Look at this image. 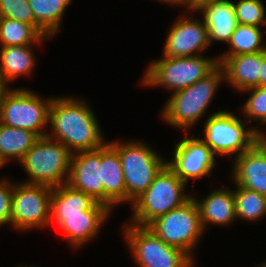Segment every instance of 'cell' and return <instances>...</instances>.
Instances as JSON below:
<instances>
[{
  "label": "cell",
  "instance_id": "obj_1",
  "mask_svg": "<svg viewBox=\"0 0 266 267\" xmlns=\"http://www.w3.org/2000/svg\"><path fill=\"white\" fill-rule=\"evenodd\" d=\"M84 99L57 96L49 108L46 136L59 141L72 153L95 150L107 141L103 137L97 116Z\"/></svg>",
  "mask_w": 266,
  "mask_h": 267
},
{
  "label": "cell",
  "instance_id": "obj_2",
  "mask_svg": "<svg viewBox=\"0 0 266 267\" xmlns=\"http://www.w3.org/2000/svg\"><path fill=\"white\" fill-rule=\"evenodd\" d=\"M225 82L223 68L218 65L206 77L191 86L171 93L160 116L171 126L185 132L195 126L207 113L216 91Z\"/></svg>",
  "mask_w": 266,
  "mask_h": 267
},
{
  "label": "cell",
  "instance_id": "obj_3",
  "mask_svg": "<svg viewBox=\"0 0 266 267\" xmlns=\"http://www.w3.org/2000/svg\"><path fill=\"white\" fill-rule=\"evenodd\" d=\"M185 186L186 183L165 165L147 190L132 202L133 214L127 222L148 226L157 217L182 206L192 197Z\"/></svg>",
  "mask_w": 266,
  "mask_h": 267
},
{
  "label": "cell",
  "instance_id": "obj_4",
  "mask_svg": "<svg viewBox=\"0 0 266 267\" xmlns=\"http://www.w3.org/2000/svg\"><path fill=\"white\" fill-rule=\"evenodd\" d=\"M204 122V137L200 139L210 146L216 156L237 157L266 135L257 126L246 127L248 122L230 111L213 112Z\"/></svg>",
  "mask_w": 266,
  "mask_h": 267
},
{
  "label": "cell",
  "instance_id": "obj_5",
  "mask_svg": "<svg viewBox=\"0 0 266 267\" xmlns=\"http://www.w3.org/2000/svg\"><path fill=\"white\" fill-rule=\"evenodd\" d=\"M219 65L218 58L204 55L192 57H162L148 64L141 84L163 87L172 93L187 88L206 77Z\"/></svg>",
  "mask_w": 266,
  "mask_h": 267
},
{
  "label": "cell",
  "instance_id": "obj_6",
  "mask_svg": "<svg viewBox=\"0 0 266 267\" xmlns=\"http://www.w3.org/2000/svg\"><path fill=\"white\" fill-rule=\"evenodd\" d=\"M109 143L118 151L126 186V203L132 204L153 183L167 160L142 141L113 140Z\"/></svg>",
  "mask_w": 266,
  "mask_h": 267
},
{
  "label": "cell",
  "instance_id": "obj_7",
  "mask_svg": "<svg viewBox=\"0 0 266 267\" xmlns=\"http://www.w3.org/2000/svg\"><path fill=\"white\" fill-rule=\"evenodd\" d=\"M72 152L59 141L39 137L19 162L29 176L23 183L45 185L51 188L66 184Z\"/></svg>",
  "mask_w": 266,
  "mask_h": 267
},
{
  "label": "cell",
  "instance_id": "obj_8",
  "mask_svg": "<svg viewBox=\"0 0 266 267\" xmlns=\"http://www.w3.org/2000/svg\"><path fill=\"white\" fill-rule=\"evenodd\" d=\"M147 227L166 244L184 251L195 262L194 249L205 231L193 197L182 206L157 217Z\"/></svg>",
  "mask_w": 266,
  "mask_h": 267
},
{
  "label": "cell",
  "instance_id": "obj_9",
  "mask_svg": "<svg viewBox=\"0 0 266 267\" xmlns=\"http://www.w3.org/2000/svg\"><path fill=\"white\" fill-rule=\"evenodd\" d=\"M122 229L130 254L139 267H194L184 251L169 246L147 226L127 222Z\"/></svg>",
  "mask_w": 266,
  "mask_h": 267
},
{
  "label": "cell",
  "instance_id": "obj_10",
  "mask_svg": "<svg viewBox=\"0 0 266 267\" xmlns=\"http://www.w3.org/2000/svg\"><path fill=\"white\" fill-rule=\"evenodd\" d=\"M53 97L44 99L26 88H9L0 107V123L26 129L38 137L47 134L49 108Z\"/></svg>",
  "mask_w": 266,
  "mask_h": 267
},
{
  "label": "cell",
  "instance_id": "obj_11",
  "mask_svg": "<svg viewBox=\"0 0 266 267\" xmlns=\"http://www.w3.org/2000/svg\"><path fill=\"white\" fill-rule=\"evenodd\" d=\"M52 189L45 185L14 183L11 227L22 232L48 227Z\"/></svg>",
  "mask_w": 266,
  "mask_h": 267
},
{
  "label": "cell",
  "instance_id": "obj_12",
  "mask_svg": "<svg viewBox=\"0 0 266 267\" xmlns=\"http://www.w3.org/2000/svg\"><path fill=\"white\" fill-rule=\"evenodd\" d=\"M172 156L166 165L186 184L210 176L217 159L208 144L192 135L177 142Z\"/></svg>",
  "mask_w": 266,
  "mask_h": 267
},
{
  "label": "cell",
  "instance_id": "obj_13",
  "mask_svg": "<svg viewBox=\"0 0 266 267\" xmlns=\"http://www.w3.org/2000/svg\"><path fill=\"white\" fill-rule=\"evenodd\" d=\"M179 15L167 32L163 44L164 57H192L202 55L210 46L208 30L202 18Z\"/></svg>",
  "mask_w": 266,
  "mask_h": 267
},
{
  "label": "cell",
  "instance_id": "obj_14",
  "mask_svg": "<svg viewBox=\"0 0 266 267\" xmlns=\"http://www.w3.org/2000/svg\"><path fill=\"white\" fill-rule=\"evenodd\" d=\"M101 147L72 154L67 183L71 188L93 197L103 204L101 181Z\"/></svg>",
  "mask_w": 266,
  "mask_h": 267
},
{
  "label": "cell",
  "instance_id": "obj_15",
  "mask_svg": "<svg viewBox=\"0 0 266 267\" xmlns=\"http://www.w3.org/2000/svg\"><path fill=\"white\" fill-rule=\"evenodd\" d=\"M234 184L266 196V142L261 138L251 149L233 157Z\"/></svg>",
  "mask_w": 266,
  "mask_h": 267
},
{
  "label": "cell",
  "instance_id": "obj_16",
  "mask_svg": "<svg viewBox=\"0 0 266 267\" xmlns=\"http://www.w3.org/2000/svg\"><path fill=\"white\" fill-rule=\"evenodd\" d=\"M188 10L189 14L190 12L202 14L210 45L214 41L228 43L238 26L232 0H208Z\"/></svg>",
  "mask_w": 266,
  "mask_h": 267
},
{
  "label": "cell",
  "instance_id": "obj_17",
  "mask_svg": "<svg viewBox=\"0 0 266 267\" xmlns=\"http://www.w3.org/2000/svg\"><path fill=\"white\" fill-rule=\"evenodd\" d=\"M88 210L111 209L68 184L54 187L50 197L49 225L53 223L59 227L64 222V216L84 215V211Z\"/></svg>",
  "mask_w": 266,
  "mask_h": 267
},
{
  "label": "cell",
  "instance_id": "obj_18",
  "mask_svg": "<svg viewBox=\"0 0 266 267\" xmlns=\"http://www.w3.org/2000/svg\"><path fill=\"white\" fill-rule=\"evenodd\" d=\"M223 68L225 82L236 91L243 92L259 86L262 69V51L254 54L217 56Z\"/></svg>",
  "mask_w": 266,
  "mask_h": 267
},
{
  "label": "cell",
  "instance_id": "obj_19",
  "mask_svg": "<svg viewBox=\"0 0 266 267\" xmlns=\"http://www.w3.org/2000/svg\"><path fill=\"white\" fill-rule=\"evenodd\" d=\"M100 168L103 204L113 211L116 205L126 202V186L118 151L108 141L101 147Z\"/></svg>",
  "mask_w": 266,
  "mask_h": 267
},
{
  "label": "cell",
  "instance_id": "obj_20",
  "mask_svg": "<svg viewBox=\"0 0 266 267\" xmlns=\"http://www.w3.org/2000/svg\"><path fill=\"white\" fill-rule=\"evenodd\" d=\"M198 206L202 227L207 230V226H229L234 223L235 196L229 187L218 188L211 191L205 198L200 199L192 196Z\"/></svg>",
  "mask_w": 266,
  "mask_h": 267
},
{
  "label": "cell",
  "instance_id": "obj_21",
  "mask_svg": "<svg viewBox=\"0 0 266 267\" xmlns=\"http://www.w3.org/2000/svg\"><path fill=\"white\" fill-rule=\"evenodd\" d=\"M112 210H88L84 215L64 216L58 227L72 248H79L97 237Z\"/></svg>",
  "mask_w": 266,
  "mask_h": 267
},
{
  "label": "cell",
  "instance_id": "obj_22",
  "mask_svg": "<svg viewBox=\"0 0 266 267\" xmlns=\"http://www.w3.org/2000/svg\"><path fill=\"white\" fill-rule=\"evenodd\" d=\"M33 45L0 46V79L7 85L20 76H28L35 69Z\"/></svg>",
  "mask_w": 266,
  "mask_h": 267
},
{
  "label": "cell",
  "instance_id": "obj_23",
  "mask_svg": "<svg viewBox=\"0 0 266 267\" xmlns=\"http://www.w3.org/2000/svg\"><path fill=\"white\" fill-rule=\"evenodd\" d=\"M38 138L32 131L0 123V165L3 167L12 159L19 163Z\"/></svg>",
  "mask_w": 266,
  "mask_h": 267
},
{
  "label": "cell",
  "instance_id": "obj_24",
  "mask_svg": "<svg viewBox=\"0 0 266 267\" xmlns=\"http://www.w3.org/2000/svg\"><path fill=\"white\" fill-rule=\"evenodd\" d=\"M73 0H28L35 28L44 37H55L59 32L64 12Z\"/></svg>",
  "mask_w": 266,
  "mask_h": 267
},
{
  "label": "cell",
  "instance_id": "obj_25",
  "mask_svg": "<svg viewBox=\"0 0 266 267\" xmlns=\"http://www.w3.org/2000/svg\"><path fill=\"white\" fill-rule=\"evenodd\" d=\"M44 37L33 25L8 18H0V46L40 45Z\"/></svg>",
  "mask_w": 266,
  "mask_h": 267
},
{
  "label": "cell",
  "instance_id": "obj_26",
  "mask_svg": "<svg viewBox=\"0 0 266 267\" xmlns=\"http://www.w3.org/2000/svg\"><path fill=\"white\" fill-rule=\"evenodd\" d=\"M262 28L238 24L229 42V49L218 56L254 54L266 50ZM263 41V42H262Z\"/></svg>",
  "mask_w": 266,
  "mask_h": 267
},
{
  "label": "cell",
  "instance_id": "obj_27",
  "mask_svg": "<svg viewBox=\"0 0 266 267\" xmlns=\"http://www.w3.org/2000/svg\"><path fill=\"white\" fill-rule=\"evenodd\" d=\"M233 193L236 219L255 222L266 216V196L237 185Z\"/></svg>",
  "mask_w": 266,
  "mask_h": 267
},
{
  "label": "cell",
  "instance_id": "obj_28",
  "mask_svg": "<svg viewBox=\"0 0 266 267\" xmlns=\"http://www.w3.org/2000/svg\"><path fill=\"white\" fill-rule=\"evenodd\" d=\"M248 92L249 98L246 99L241 108V114L246 117V121L260 122V125H266V87H254L243 91Z\"/></svg>",
  "mask_w": 266,
  "mask_h": 267
},
{
  "label": "cell",
  "instance_id": "obj_29",
  "mask_svg": "<svg viewBox=\"0 0 266 267\" xmlns=\"http://www.w3.org/2000/svg\"><path fill=\"white\" fill-rule=\"evenodd\" d=\"M238 24L260 27L266 25L265 7L261 0L233 1Z\"/></svg>",
  "mask_w": 266,
  "mask_h": 267
},
{
  "label": "cell",
  "instance_id": "obj_30",
  "mask_svg": "<svg viewBox=\"0 0 266 267\" xmlns=\"http://www.w3.org/2000/svg\"><path fill=\"white\" fill-rule=\"evenodd\" d=\"M0 18L21 21L35 27V19L28 0H0Z\"/></svg>",
  "mask_w": 266,
  "mask_h": 267
},
{
  "label": "cell",
  "instance_id": "obj_31",
  "mask_svg": "<svg viewBox=\"0 0 266 267\" xmlns=\"http://www.w3.org/2000/svg\"><path fill=\"white\" fill-rule=\"evenodd\" d=\"M14 183L6 177L0 178V227L11 225Z\"/></svg>",
  "mask_w": 266,
  "mask_h": 267
},
{
  "label": "cell",
  "instance_id": "obj_32",
  "mask_svg": "<svg viewBox=\"0 0 266 267\" xmlns=\"http://www.w3.org/2000/svg\"><path fill=\"white\" fill-rule=\"evenodd\" d=\"M155 1H159L160 3H163V4H169V5H172V6H183L185 7L187 10L189 8H191V0H155Z\"/></svg>",
  "mask_w": 266,
  "mask_h": 267
},
{
  "label": "cell",
  "instance_id": "obj_33",
  "mask_svg": "<svg viewBox=\"0 0 266 267\" xmlns=\"http://www.w3.org/2000/svg\"><path fill=\"white\" fill-rule=\"evenodd\" d=\"M259 86L266 87V50L262 51V69L259 77Z\"/></svg>",
  "mask_w": 266,
  "mask_h": 267
},
{
  "label": "cell",
  "instance_id": "obj_34",
  "mask_svg": "<svg viewBox=\"0 0 266 267\" xmlns=\"http://www.w3.org/2000/svg\"><path fill=\"white\" fill-rule=\"evenodd\" d=\"M10 87L11 86L8 87V85L0 79V107L2 104L3 97Z\"/></svg>",
  "mask_w": 266,
  "mask_h": 267
},
{
  "label": "cell",
  "instance_id": "obj_35",
  "mask_svg": "<svg viewBox=\"0 0 266 267\" xmlns=\"http://www.w3.org/2000/svg\"><path fill=\"white\" fill-rule=\"evenodd\" d=\"M208 0H191V8L194 9L199 3H202Z\"/></svg>",
  "mask_w": 266,
  "mask_h": 267
},
{
  "label": "cell",
  "instance_id": "obj_36",
  "mask_svg": "<svg viewBox=\"0 0 266 267\" xmlns=\"http://www.w3.org/2000/svg\"><path fill=\"white\" fill-rule=\"evenodd\" d=\"M19 267H20V266H19ZM25 267H28V266H25ZM29 267H40V266H36V265H35V266H34V265H33V266H32V265L30 266V265H29Z\"/></svg>",
  "mask_w": 266,
  "mask_h": 267
},
{
  "label": "cell",
  "instance_id": "obj_37",
  "mask_svg": "<svg viewBox=\"0 0 266 267\" xmlns=\"http://www.w3.org/2000/svg\"><path fill=\"white\" fill-rule=\"evenodd\" d=\"M262 138H263V139H264V141L266 142V135H264Z\"/></svg>",
  "mask_w": 266,
  "mask_h": 267
},
{
  "label": "cell",
  "instance_id": "obj_38",
  "mask_svg": "<svg viewBox=\"0 0 266 267\" xmlns=\"http://www.w3.org/2000/svg\"><path fill=\"white\" fill-rule=\"evenodd\" d=\"M257 267H264L261 263Z\"/></svg>",
  "mask_w": 266,
  "mask_h": 267
}]
</instances>
